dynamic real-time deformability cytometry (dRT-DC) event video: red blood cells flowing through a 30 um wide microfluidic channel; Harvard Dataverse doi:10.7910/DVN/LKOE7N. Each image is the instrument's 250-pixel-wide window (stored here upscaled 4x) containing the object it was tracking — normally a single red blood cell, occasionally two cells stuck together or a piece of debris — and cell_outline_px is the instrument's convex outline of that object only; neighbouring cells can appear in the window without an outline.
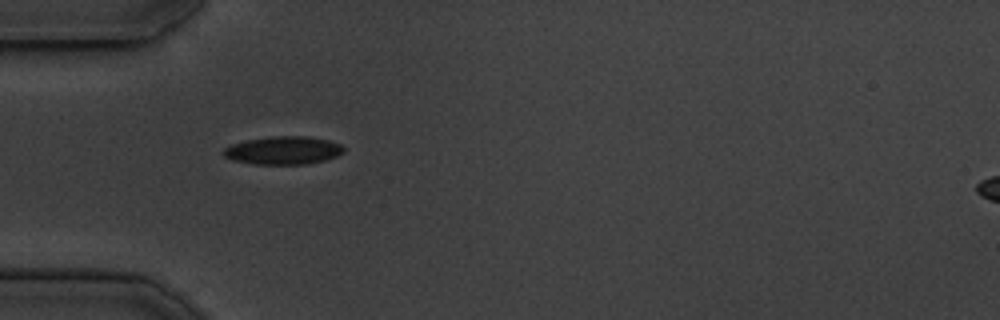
{"species": "common noctule bat (a hibernating species)", "species_latin": "Nyctalus noctula", "temperature_condition": "cold", "stored_images_in_passage": 54, "camera_frame_rate_fps": 3000, "um_per_image_px": 0.085, "animal": {"sex": "male", "body_mass_g": 19.5, "forearm_length_mm": 54.6}, "frame": {"image": 1, "passage_image": 16, "time_ms": 5.0, "image_size_px": [1000, 320], "cell_outline_px": [[344, 152], [336, 156], [324, 160], [308, 164], [252, 164], [232, 160], [224, 156], [220, 152], [224, 148], [232, 144], [248, 140], [272, 136], [308, 136], [328, 140], [340, 144], [344, 148]], "centroid_in_image_um": [24.05, 12.78], "position_along_channel_um": 60.9, "area_um2": 19.71}}
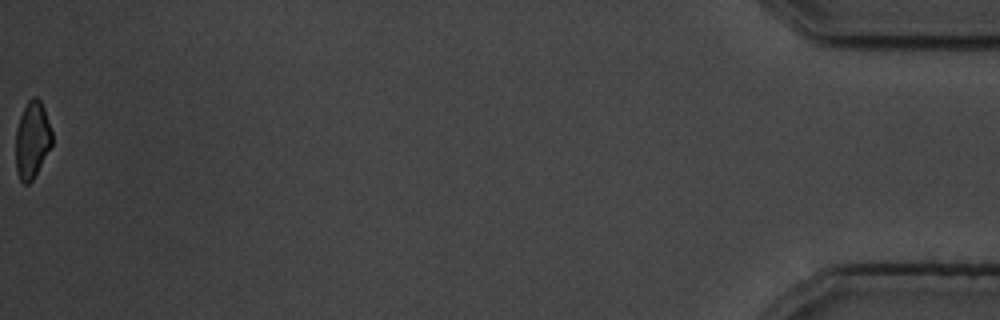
{"frame": {"image": 2, "passage_image": 54, "time_ms": 17.667, "image_size_px": [1000, 320], "cell_outline_px": [[52, 144], [32, 180], [28, 184], [24, 184], [20, 180], [16, 168], [16, 128], [20, 116], [28, 100], [32, 96], [36, 96], [40, 100], [44, 108], [52, 132]], "centroid_in_image_um": [2.73, 11.86], "position_along_channel_um": 432.5, "area_um2": 16.13}, "authors_computed_cell_mechanics": {"area_um2": 18.9295, "velocity_mm_per_s": 3.7239, "shape_relaxation_time_tau1_ms": 4.0696, "shape_relaxation_time_tau2_ms": 3.0556, "deformation_change_tau1": 0.0947, "deformation_change_tau2": 0.0804}}